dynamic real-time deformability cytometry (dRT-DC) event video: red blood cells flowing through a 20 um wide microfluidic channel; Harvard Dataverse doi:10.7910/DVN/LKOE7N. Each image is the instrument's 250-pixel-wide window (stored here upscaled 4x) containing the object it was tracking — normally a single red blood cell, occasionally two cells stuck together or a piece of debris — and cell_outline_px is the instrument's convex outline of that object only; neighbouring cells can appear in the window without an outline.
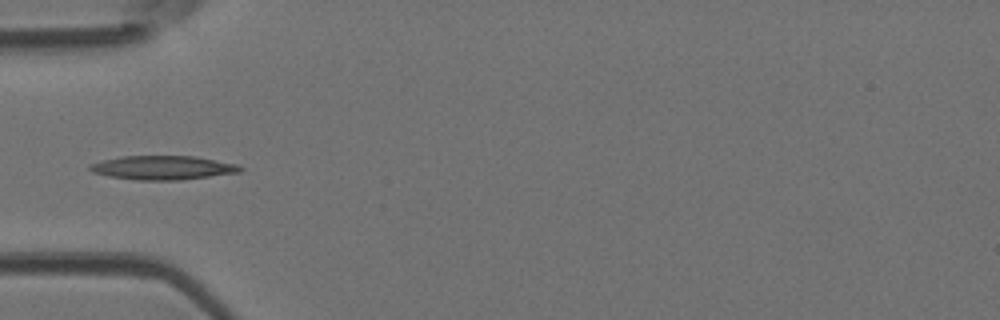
{"species": "Egyptian fruit bat (a non-hibernating species)", "species_latin": "Rousettus aegyptiacus", "temperature_condition": "room temperature", "stored_images_in_passage": 5, "camera_frame_rate_fps": 3000, "um_per_image_px": 0.085, "animal": {"sex": "female"}, "frame": {"image": 1, "passage_image": 4, "time_ms": 1.0, "image_size_px": [1000, 320], "cell_outline_px": [[244, 168], [240, 172], [180, 180], [136, 180], [108, 176], [92, 172], [88, 168], [88, 164], [100, 160], [120, 156], [196, 156], [236, 164]], "centroid_in_image_um": [13.78, 14.25], "position_along_channel_um": 71.2, "area_um2": 21.1}}
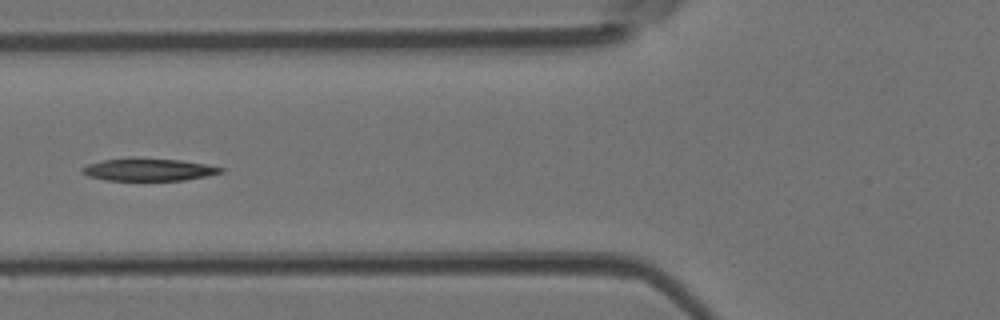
{"frame": {"image": 2, "passage_image": 5, "time_ms": 1.333, "image_size_px": [1000, 320], "cell_outline_px": [[224, 172], [208, 176], [184, 180], [104, 180], [88, 176], [80, 172], [80, 168], [88, 164], [104, 160], [128, 156], [136, 156], [180, 160], [204, 164], [224, 168]], "centroid_in_image_um": [12.58, 14.39], "position_along_channel_um": 113.2, "area_um2": 18.61}}